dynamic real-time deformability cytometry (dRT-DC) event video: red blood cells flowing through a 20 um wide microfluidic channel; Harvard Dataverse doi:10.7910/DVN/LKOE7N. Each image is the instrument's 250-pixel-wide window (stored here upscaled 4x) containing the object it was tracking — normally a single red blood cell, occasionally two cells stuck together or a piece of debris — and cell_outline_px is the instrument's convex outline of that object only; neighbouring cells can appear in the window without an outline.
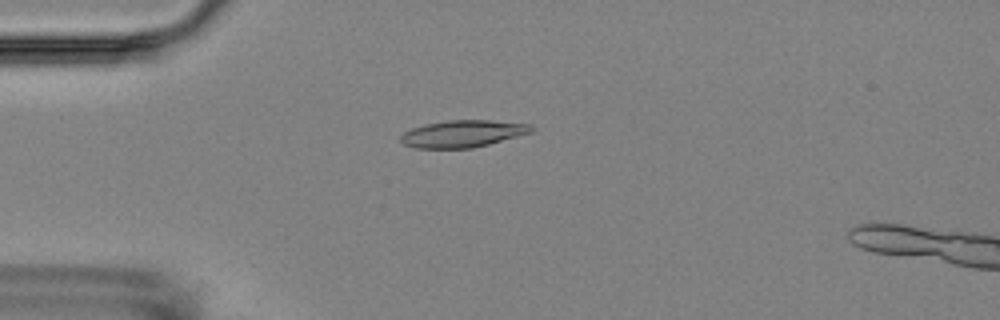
{"species": "Egyptian fruit bat (a non-hibernating species)", "species_latin": "Rousettus aegyptiacus", "temperature_condition": "room temperature", "stored_images_in_passage": 6, "camera_frame_rate_fps": 3000, "um_per_image_px": 0.085, "animal": {"sex": "female"}, "frame": {"image": 1, "passage_image": 5, "time_ms": 4.667, "image_size_px": [1000, 320], "cell_outline_px": [[536, 128], [532, 132], [488, 144], [472, 148], [416, 148], [404, 144], [400, 140], [400, 136], [404, 132], [412, 128], [424, 124], [448, 120], [492, 120], [532, 124]], "centroid_in_image_um": [39.35, 11.35], "position_along_channel_um": 45.6, "area_um2": 20.63}}